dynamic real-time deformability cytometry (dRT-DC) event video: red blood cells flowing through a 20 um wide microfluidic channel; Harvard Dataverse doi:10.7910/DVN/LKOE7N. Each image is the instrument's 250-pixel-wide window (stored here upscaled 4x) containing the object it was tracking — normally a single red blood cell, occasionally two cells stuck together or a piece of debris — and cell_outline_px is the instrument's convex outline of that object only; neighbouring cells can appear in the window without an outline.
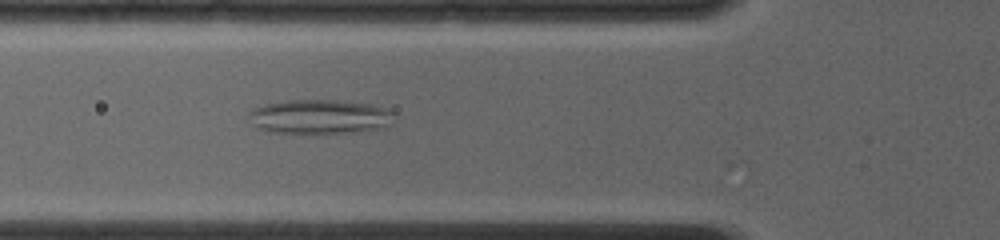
{"species": "common noctule bat (a hibernating species)", "species_latin": "Nyctalus noctula", "temperature_condition": "room temperature", "stored_images_in_passage": 12, "camera_frame_rate_fps": 4000, "um_per_image_px": 0.085, "animal": {"sex": "female", "body_mass_g": 19.0, "forearm_length_mm": 56.7}, "frame": {"image": 1, "passage_image": 8, "time_ms": 2.75, "image_size_px": [1000, 240], "cell_outline_px": [[392, 124], [384, 128], [356, 132], [268, 132], [256, 128], [252, 124], [248, 116], [248, 112], [252, 108], [264, 104], [288, 100], [336, 100], [372, 104], [388, 108], [392, 112]], "centroid_in_image_um": [27.16, 9.91], "position_along_channel_um": 98.6, "area_um2": 29.19}}